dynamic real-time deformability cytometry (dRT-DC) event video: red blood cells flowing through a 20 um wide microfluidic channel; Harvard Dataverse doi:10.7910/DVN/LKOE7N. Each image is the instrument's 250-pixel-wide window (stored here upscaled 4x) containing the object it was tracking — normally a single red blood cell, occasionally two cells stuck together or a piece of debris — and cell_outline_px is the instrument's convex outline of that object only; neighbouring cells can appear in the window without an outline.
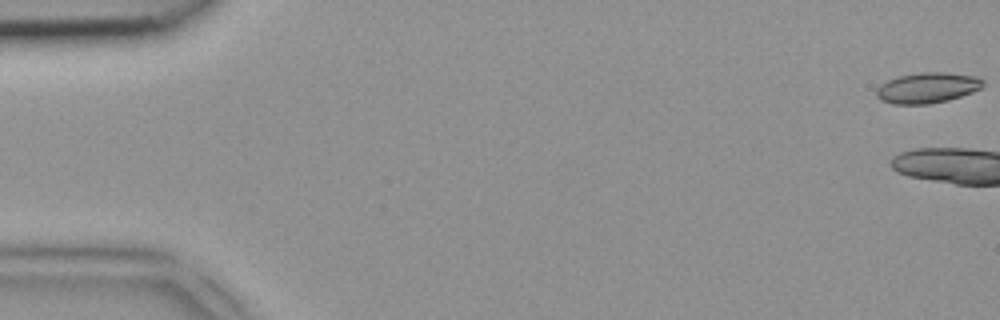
{"species": "common noctule bat (a hibernating species)", "species_latin": "Nyctalus noctula", "temperature_condition": "room temperature", "stored_images_in_passage": 4, "camera_frame_rate_fps": 3000, "um_per_image_px": 0.085, "animal": {"sex": "female", "body_mass_g": 18.4}, "frame": {"image": 1, "passage_image": 1, "time_ms": 0.0, "image_size_px": [1000, 320], "cell_outline_px": [[984, 84], [980, 88], [972, 92], [948, 100], [928, 104], [892, 104], [880, 100], [876, 96], [876, 88], [880, 84], [888, 80], [900, 76], [920, 72], [944, 72], [980, 76], [984, 80]], "centroid_in_image_um": [78.83, 7.46], "position_along_channel_um": 6.2, "area_um2": 19.13}}